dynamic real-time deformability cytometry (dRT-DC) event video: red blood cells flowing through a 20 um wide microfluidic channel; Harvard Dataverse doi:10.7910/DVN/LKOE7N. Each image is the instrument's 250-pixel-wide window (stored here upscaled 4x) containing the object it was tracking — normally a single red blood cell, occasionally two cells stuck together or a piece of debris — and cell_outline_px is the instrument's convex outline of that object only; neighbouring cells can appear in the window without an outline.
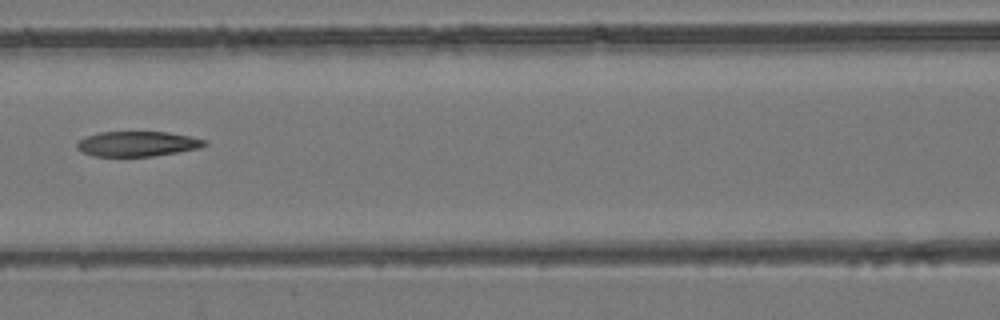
{"species": "common noctule bat (a hibernating species)", "species_latin": "Nyctalus noctula", "temperature_condition": "room temperature", "stored_images_in_passage": 6, "camera_frame_rate_fps": 3000, "um_per_image_px": 0.085, "animal": {"sex": "female", "body_mass_g": 24.6, "forearm_length_mm": 56.2}, "frame": {"image": 1, "passage_image": 6, "time_ms": 1.667, "image_size_px": [1000, 320], "cell_outline_px": [[208, 144], [200, 148], [152, 156], [92, 156], [76, 148], [76, 144], [80, 140], [88, 136], [100, 132], [168, 132], [208, 140]], "centroid_in_image_um": [11.7, 12.22], "position_along_channel_um": 154.9, "area_um2": 18.5}}